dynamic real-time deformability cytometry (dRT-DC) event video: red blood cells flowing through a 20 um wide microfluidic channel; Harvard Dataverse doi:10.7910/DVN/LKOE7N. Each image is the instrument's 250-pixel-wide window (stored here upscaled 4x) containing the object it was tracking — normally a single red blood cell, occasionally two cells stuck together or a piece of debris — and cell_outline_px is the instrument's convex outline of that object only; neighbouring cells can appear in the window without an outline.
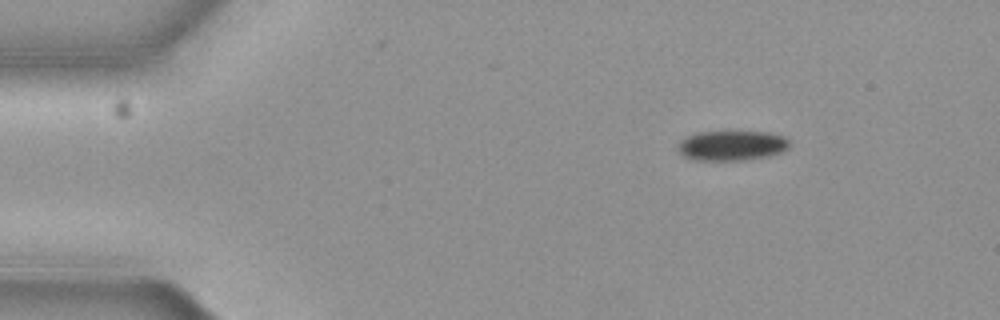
{"species": "common noctule bat (a hibernating species)", "species_latin": "Nyctalus noctula", "temperature_condition": "cold", "stored_images_in_passage": 7, "camera_frame_rate_fps": 3000, "um_per_image_px": 0.085, "animal": {"sex": "female", "body_mass_g": 19.3, "forearm_length_mm": 54.1}, "frame": {"image": 1, "passage_image": 7, "time_ms": 2.0, "image_size_px": [1000, 320], "cell_outline_px": [[788, 148], [780, 152], [768, 156], [744, 160], [692, 160], [684, 156], [680, 152], [680, 140], [696, 132], [768, 132], [784, 136], [788, 140]], "centroid_in_image_um": [62.21, 12.37], "position_along_channel_um": 22.8, "area_um2": 19.25}}